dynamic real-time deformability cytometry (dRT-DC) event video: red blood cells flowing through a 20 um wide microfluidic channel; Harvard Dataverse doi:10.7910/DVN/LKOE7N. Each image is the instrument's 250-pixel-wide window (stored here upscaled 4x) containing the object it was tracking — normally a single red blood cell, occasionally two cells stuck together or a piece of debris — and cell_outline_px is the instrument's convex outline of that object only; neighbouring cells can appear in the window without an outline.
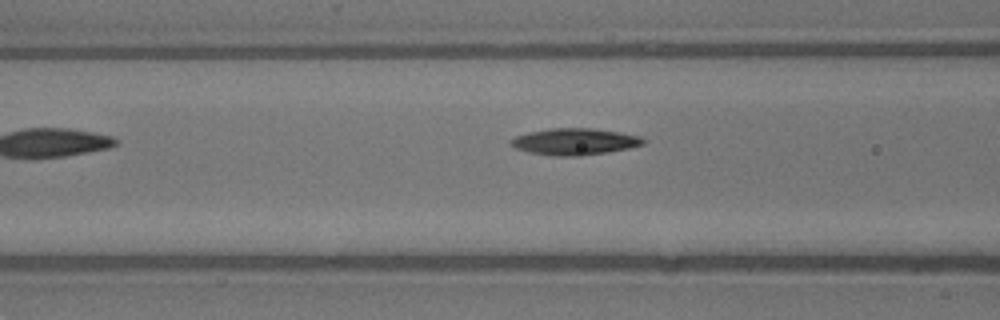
{"species": "common noctule bat (a hibernating species)", "species_latin": "Nyctalus noctula", "temperature_condition": "warm", "stored_images_in_passage": 6, "camera_frame_rate_fps": 3000, "um_per_image_px": 0.085, "animal": {"sex": "male", "body_mass_g": 13.3}, "frame": {"image": 1, "passage_image": 5, "time_ms": 1.333, "image_size_px": [1000, 320], "cell_outline_px": [[644, 144], [628, 148], [608, 152], [580, 156], [552, 156], [528, 152], [516, 148], [508, 140], [516, 136], [528, 132], [548, 128], [592, 128], [640, 136], [644, 140]], "centroid_in_image_um": [48.8, 12.04], "position_along_channel_um": 117.8, "area_um2": 20.46}}